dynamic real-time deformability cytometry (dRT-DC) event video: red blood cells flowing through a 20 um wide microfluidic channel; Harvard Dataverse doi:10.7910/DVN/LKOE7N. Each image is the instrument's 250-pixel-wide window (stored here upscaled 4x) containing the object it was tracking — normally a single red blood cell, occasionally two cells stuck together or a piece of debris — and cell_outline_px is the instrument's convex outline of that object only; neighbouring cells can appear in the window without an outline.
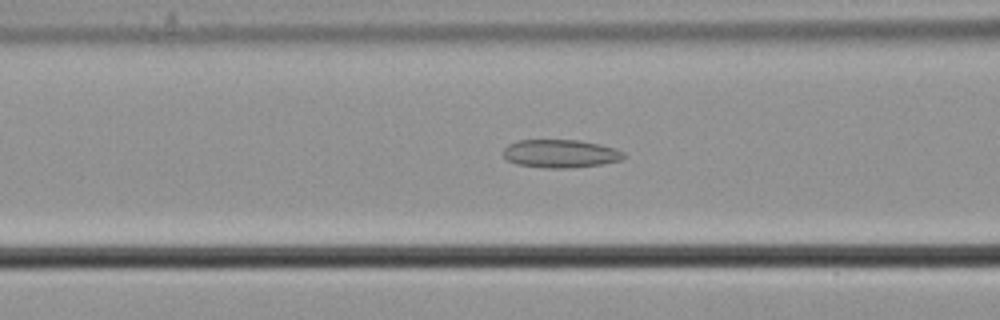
{"species": "common noctule bat (a hibernating species)", "species_latin": "Nyctalus noctula", "temperature_condition": "cold", "stored_images_in_passage": 56, "camera_frame_rate_fps": 3000, "um_per_image_px": 0.085, "animal": {"sex": "male", "body_mass_g": 21.5, "forearm_length_mm": 52.0}, "frame": {"image": 1, "passage_image": 23, "time_ms": 7.333, "image_size_px": [1000, 320], "cell_outline_px": [[624, 156], [620, 160], [604, 164], [568, 168], [544, 168], [516, 164], [508, 160], [504, 156], [504, 148], [508, 144], [520, 140], [580, 140], [616, 148], [624, 152]], "centroid_in_image_um": [47.64, 13.06], "position_along_channel_um": 119.0, "area_um2": 19.77}}
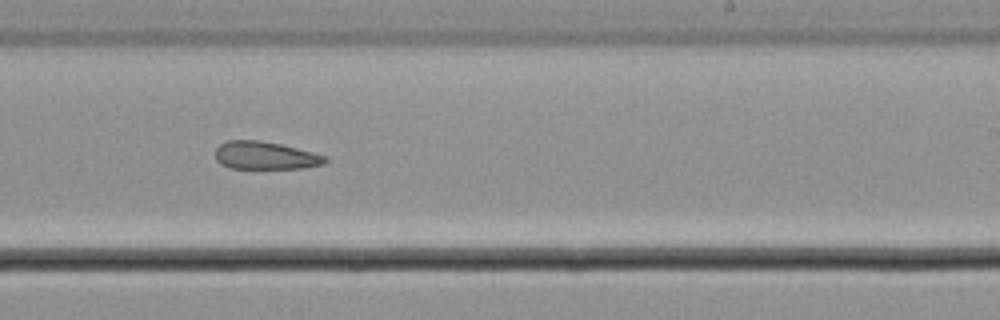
{"frame": {"image": 2, "passage_image": 35, "time_ms": 11.333, "image_size_px": [1000, 320], "cell_outline_px": [[328, 160], [324, 164], [304, 168], [228, 168], [220, 164], [216, 160], [216, 148], [220, 144], [228, 140], [260, 140], [280, 144], [328, 156]], "centroid_in_image_um": [22.55, 13.22], "position_along_channel_um": 266.5, "area_um2": 17.86}}
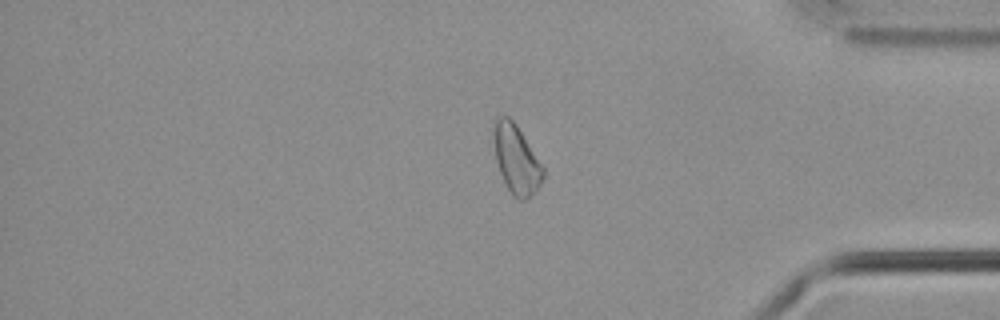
{"frame": {"image": 3, "passage_image": 47, "time_ms": 15.333, "image_size_px": [1000, 320], "cell_outline_px": [[544, 176], [540, 184], [524, 200], [520, 200], [512, 196], [500, 172], [496, 160], [492, 128], [492, 120], [496, 116], [508, 116], [516, 124], [544, 168]], "centroid_in_image_um": [43.85, 13.48], "position_along_channel_um": 391.4, "area_um2": 19.59}, "authors_computed_cell_mechanics": {"area_um2": 20.23, "velocity_mm_per_s": 3.6923, "shape_relaxation_time_tau1_ms": null, "shape_relaxation_time_tau2_ms": 5.7148, "deformation_change_tau1": null, "deformation_change_tau2": 0.1406}}